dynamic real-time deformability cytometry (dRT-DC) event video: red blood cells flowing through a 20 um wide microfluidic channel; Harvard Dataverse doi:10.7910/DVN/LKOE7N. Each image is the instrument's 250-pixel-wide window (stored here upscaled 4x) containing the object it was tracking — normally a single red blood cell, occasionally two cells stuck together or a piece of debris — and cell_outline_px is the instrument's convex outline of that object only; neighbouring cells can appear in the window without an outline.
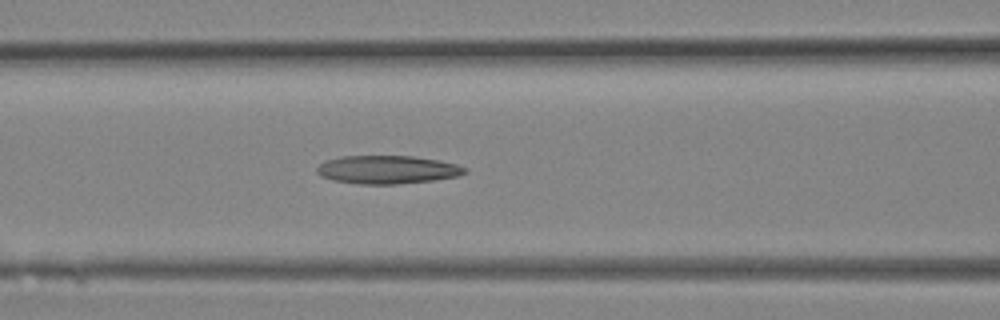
{"species": "Egyptian fruit bat (a non-hibernating species)", "species_latin": "Rousettus aegyptiacus", "temperature_condition": "room temperature", "stored_images_in_passage": 12, "camera_frame_rate_fps": 3000, "um_per_image_px": 0.085, "animal": {"sex": "female"}, "frame": {"image": 1, "passage_image": 7, "time_ms": 2.0, "image_size_px": [1000, 320], "cell_outline_px": [[468, 172], [460, 176], [432, 180], [396, 184], [360, 184], [332, 180], [320, 176], [316, 172], [316, 168], [320, 164], [328, 160], [340, 156], [412, 156], [436, 160], [456, 164], [468, 168]], "centroid_in_image_um": [32.93, 14.42], "position_along_channel_um": 133.7, "area_um2": 24.33}}
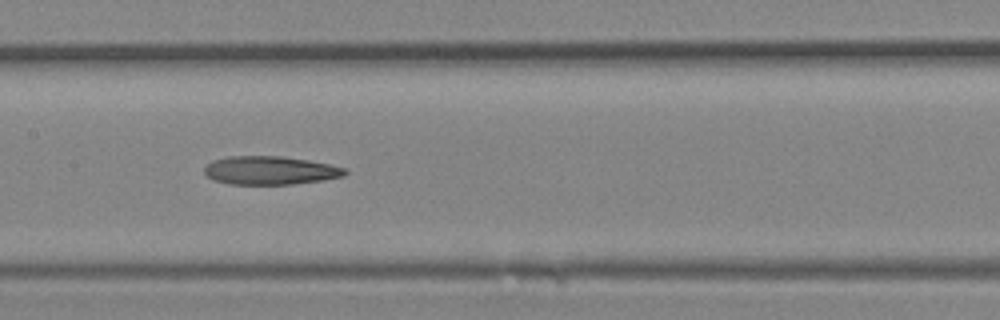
{"frame": {"image": 2, "passage_image": 9, "time_ms": 2.667, "image_size_px": [1000, 320], "cell_outline_px": [[348, 172], [344, 176], [324, 180], [292, 184], [228, 184], [212, 180], [204, 172], [204, 168], [212, 160], [228, 156], [280, 156], [308, 160], [348, 168]], "centroid_in_image_um": [22.97, 14.48], "position_along_channel_um": 184.4, "area_um2": 23.41}}
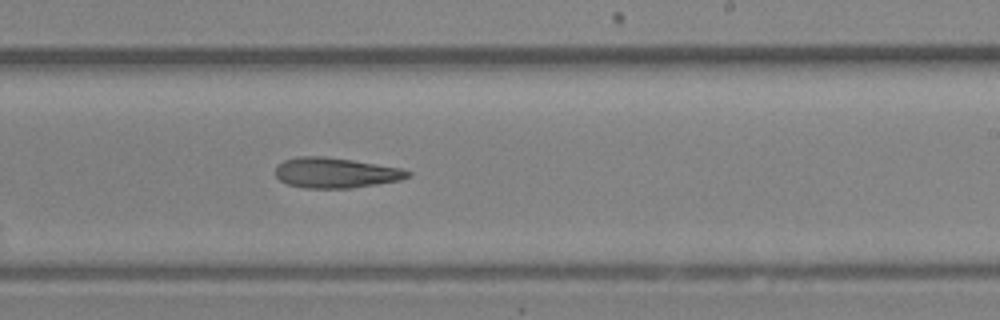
{"frame": {"image": 3, "passage_image": 12, "time_ms": 3.667, "image_size_px": [1000, 320], "cell_outline_px": [[412, 176], [400, 180], [352, 188], [308, 188], [288, 184], [280, 180], [276, 176], [276, 164], [284, 160], [296, 156], [324, 156], [352, 160], [400, 168], [412, 172]], "centroid_in_image_um": [28.52, 14.68], "position_along_channel_um": 260.5, "area_um2": 23.35}}